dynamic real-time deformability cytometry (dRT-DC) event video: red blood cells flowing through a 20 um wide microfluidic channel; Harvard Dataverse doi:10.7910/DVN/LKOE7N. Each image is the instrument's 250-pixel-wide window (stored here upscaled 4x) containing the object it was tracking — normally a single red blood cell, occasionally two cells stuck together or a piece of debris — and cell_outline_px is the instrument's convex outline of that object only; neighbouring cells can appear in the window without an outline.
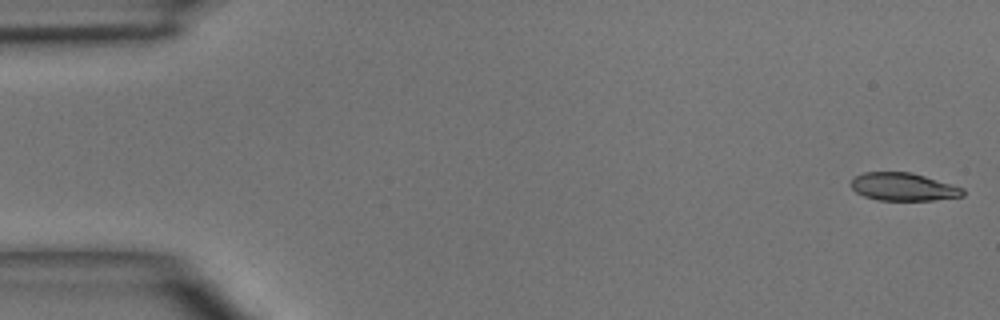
{"species": "common noctule bat (a hibernating species)", "species_latin": "Nyctalus noctula", "temperature_condition": "room temperature", "stored_images_in_passage": 6, "camera_frame_rate_fps": 3000, "um_per_image_px": 0.085, "animal": {"sex": "male", "body_mass_g": 15.6}, "frame": {"image": 1, "passage_image": 1, "time_ms": 0.0, "image_size_px": [1000, 320], "cell_outline_px": [[964, 196], [932, 200], [880, 200], [864, 196], [856, 192], [848, 184], [856, 176], [864, 172], [912, 172], [964, 188]], "centroid_in_image_um": [76.77, 15.88], "position_along_channel_um": 8.2, "area_um2": 18.15}}
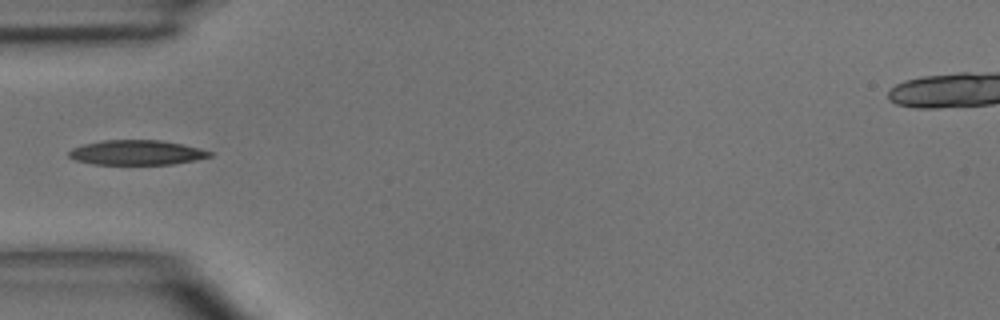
{"frame": {"image": 2, "passage_image": 5, "time_ms": 4.667, "image_size_px": [1000, 320], "cell_outline_px": [[212, 156], [172, 164], [96, 164], [76, 160], [68, 156], [68, 152], [72, 148], [84, 144], [104, 140], [160, 140], [180, 144], [212, 152]], "centroid_in_image_um": [11.57, 12.96], "position_along_channel_um": 73.4, "area_um2": 19.94}}
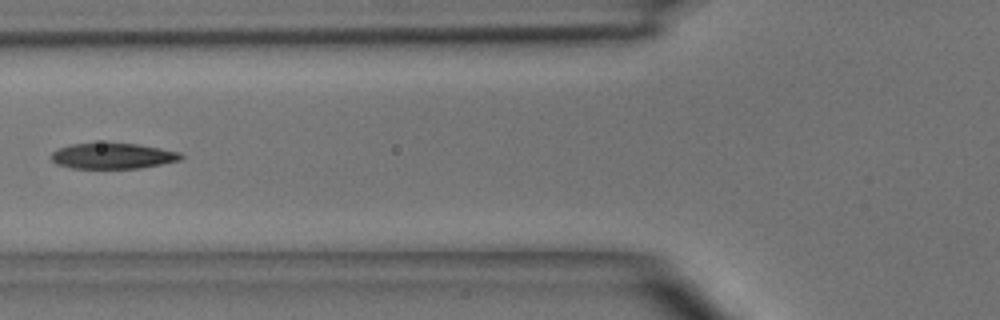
{"frame": {"image": 3, "passage_image": 6, "time_ms": 5.667, "image_size_px": [1000, 320], "cell_outline_px": [[184, 156], [180, 160], [140, 168], [72, 168], [56, 164], [52, 160], [52, 152], [60, 148], [72, 144], [136, 144], [160, 148], [180, 152]], "centroid_in_image_um": [9.6, 13.27], "position_along_channel_um": 116.2, "area_um2": 19.02}}